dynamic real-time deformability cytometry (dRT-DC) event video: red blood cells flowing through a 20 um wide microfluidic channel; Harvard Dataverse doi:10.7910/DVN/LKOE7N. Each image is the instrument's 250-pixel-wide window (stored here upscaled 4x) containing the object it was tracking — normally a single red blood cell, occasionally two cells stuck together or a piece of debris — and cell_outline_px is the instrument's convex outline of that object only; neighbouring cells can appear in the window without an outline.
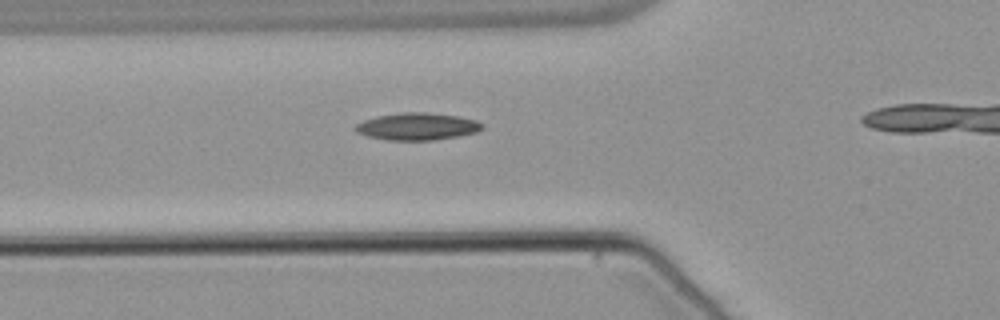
{"species": "common noctule bat (a hibernating species)", "species_latin": "Nyctalus noctula", "temperature_condition": "warm", "stored_images_in_passage": 27, "camera_frame_rate_fps": 3000, "um_per_image_px": 0.085, "animal": {"sex": "male", "body_mass_g": 21.5, "forearm_length_mm": 52.0}, "frame": {"image": 1, "passage_image": 3, "time_ms": 0.667, "image_size_px": [1000, 320], "cell_outline_px": [[484, 128], [476, 132], [460, 136], [432, 140], [384, 140], [368, 136], [356, 132], [352, 128], [356, 124], [364, 120], [376, 116], [400, 112], [428, 112], [460, 116], [476, 120], [484, 124]], "centroid_in_image_um": [35.47, 10.74], "position_along_channel_um": 90.3, "area_um2": 20.4}}
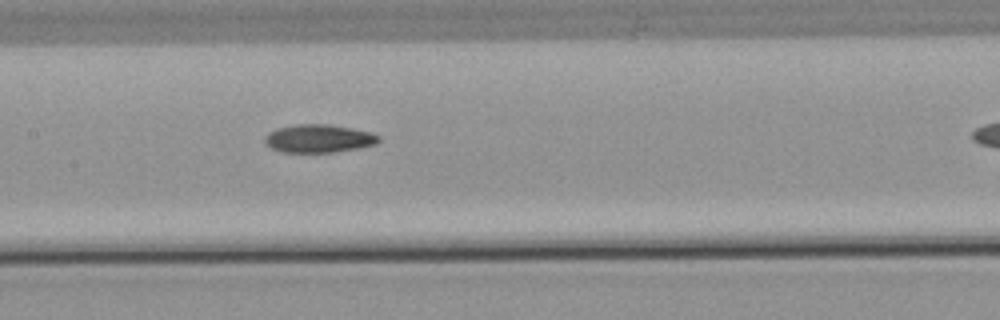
{"frame": {"image": 2, "passage_image": 10, "time_ms": 3.0, "image_size_px": [1000, 320], "cell_outline_px": [[380, 140], [376, 144], [360, 148], [336, 152], [280, 152], [264, 144], [264, 136], [268, 132], [276, 128], [296, 124], [328, 124], [352, 128], [372, 132], [380, 136]], "centroid_in_image_um": [27.08, 11.77], "position_along_channel_um": 180.3, "area_um2": 18.96}}
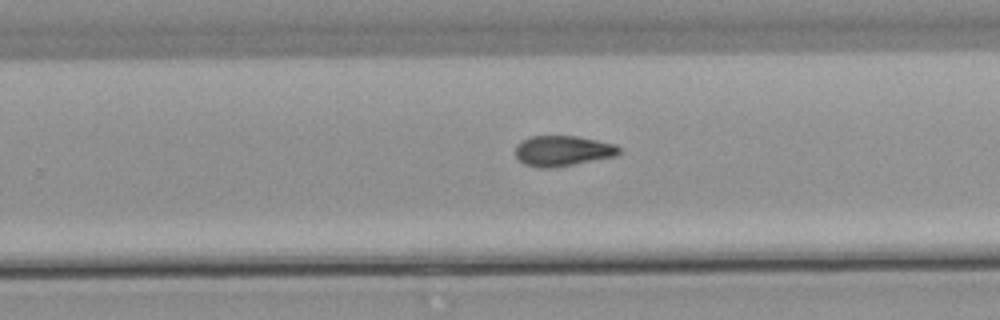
{"frame": {"image": 3, "passage_image": 18, "time_ms": 5.667, "image_size_px": [1000, 320], "cell_outline_px": [[620, 152], [616, 156], [552, 168], [540, 168], [524, 164], [516, 156], [516, 144], [528, 136], [576, 136], [596, 140], [612, 144], [620, 148]], "centroid_in_image_um": [47.79, 12.82], "position_along_channel_um": 282.0, "area_um2": 18.26}}